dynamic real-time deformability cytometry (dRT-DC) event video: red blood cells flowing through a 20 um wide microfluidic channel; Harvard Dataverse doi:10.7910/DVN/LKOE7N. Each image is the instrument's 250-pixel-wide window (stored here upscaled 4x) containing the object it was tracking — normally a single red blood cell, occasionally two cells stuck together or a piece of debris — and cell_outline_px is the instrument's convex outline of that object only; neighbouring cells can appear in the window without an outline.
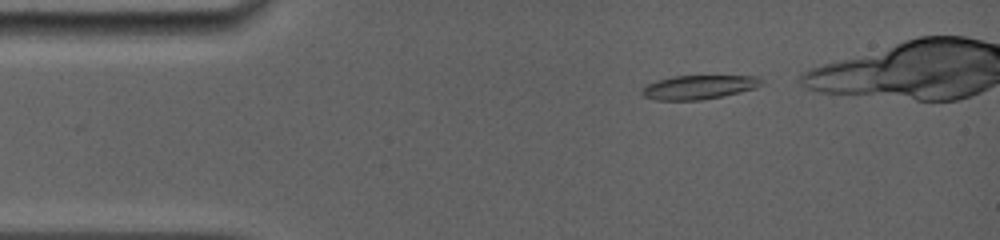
{"species": "common noctule bat (a hibernating species)", "species_latin": "Nyctalus noctula", "temperature_condition": "room temperature", "stored_images_in_passage": 20, "camera_frame_rate_fps": 5000, "um_per_image_px": 0.085, "animal": {"sex": "female", "body_mass_g": 19.0, "forearm_length_mm": 56.7}, "frame": {"image": 1, "passage_image": 2, "time_ms": 0.2, "image_size_px": [1000, 240], "cell_outline_px": [[764, 84], [756, 88], [740, 92], [700, 100], [656, 100], [644, 96], [640, 92], [640, 88], [656, 80], [672, 76], [760, 76], [764, 80]], "centroid_in_image_um": [59.4, 7.4], "position_along_channel_um": 25.6, "area_um2": 16.82}}
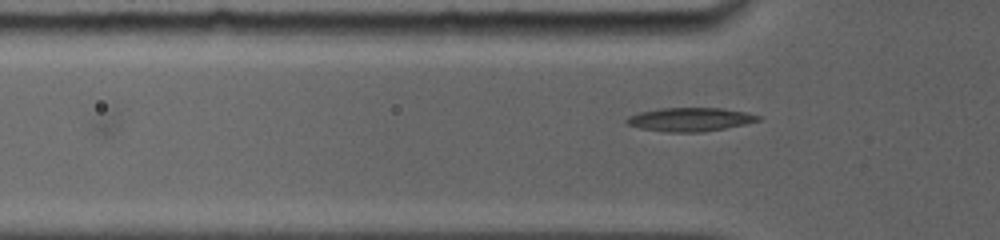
{"frame": {"image": 2, "passage_image": 13, "time_ms": 2.6, "image_size_px": [1000, 240], "cell_outline_px": [[760, 120], [744, 124], [704, 132], [664, 132], [640, 128], [628, 124], [624, 120], [628, 116], [640, 112], [660, 108], [724, 108], [744, 112], [760, 116]], "centroid_in_image_um": [58.62, 10.15], "position_along_channel_um": 67.2, "area_um2": 18.03}}
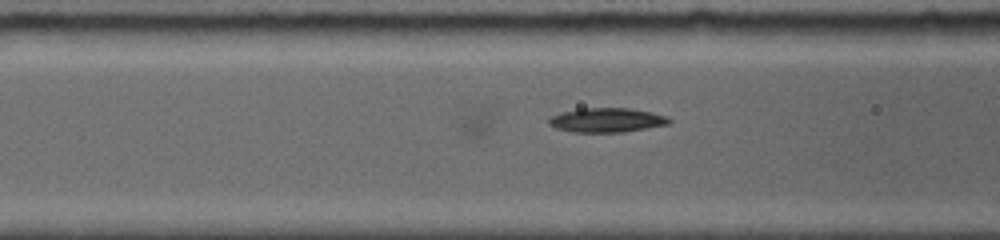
{"frame": {"image": 3, "passage_image": 17, "time_ms": 3.8, "image_size_px": [1000, 240], "cell_outline_px": [[672, 120], [668, 124], [624, 132], [572, 132], [556, 128], [548, 124], [548, 120], [552, 116], [560, 112], [580, 108], [628, 108], [652, 112], [668, 116]], "centroid_in_image_um": [51.57, 10.2], "position_along_channel_um": 115.0, "area_um2": 17.11}}